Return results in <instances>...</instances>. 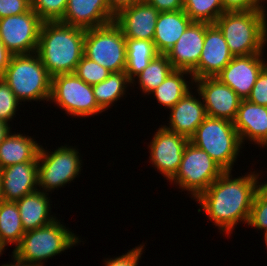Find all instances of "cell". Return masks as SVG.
I'll use <instances>...</instances> for the list:
<instances>
[{
    "label": "cell",
    "mask_w": 267,
    "mask_h": 266,
    "mask_svg": "<svg viewBox=\"0 0 267 266\" xmlns=\"http://www.w3.org/2000/svg\"><path fill=\"white\" fill-rule=\"evenodd\" d=\"M231 173L225 171L196 198L208 218L227 235H231L239 222L248 223L255 193L261 184L260 174L255 171L237 178H232Z\"/></svg>",
    "instance_id": "cell-1"
},
{
    "label": "cell",
    "mask_w": 267,
    "mask_h": 266,
    "mask_svg": "<svg viewBox=\"0 0 267 266\" xmlns=\"http://www.w3.org/2000/svg\"><path fill=\"white\" fill-rule=\"evenodd\" d=\"M85 33L60 21H43L36 53L52 77L75 72L84 55Z\"/></svg>",
    "instance_id": "cell-2"
},
{
    "label": "cell",
    "mask_w": 267,
    "mask_h": 266,
    "mask_svg": "<svg viewBox=\"0 0 267 266\" xmlns=\"http://www.w3.org/2000/svg\"><path fill=\"white\" fill-rule=\"evenodd\" d=\"M266 10L224 12L215 22L233 56L264 53L267 42Z\"/></svg>",
    "instance_id": "cell-3"
},
{
    "label": "cell",
    "mask_w": 267,
    "mask_h": 266,
    "mask_svg": "<svg viewBox=\"0 0 267 266\" xmlns=\"http://www.w3.org/2000/svg\"><path fill=\"white\" fill-rule=\"evenodd\" d=\"M2 78L19 102L50 100L52 76L36 52L12 55Z\"/></svg>",
    "instance_id": "cell-4"
},
{
    "label": "cell",
    "mask_w": 267,
    "mask_h": 266,
    "mask_svg": "<svg viewBox=\"0 0 267 266\" xmlns=\"http://www.w3.org/2000/svg\"><path fill=\"white\" fill-rule=\"evenodd\" d=\"M68 229L56 219L44 227L27 231L12 253L22 261L44 266L43 260H48L81 242L80 238Z\"/></svg>",
    "instance_id": "cell-5"
},
{
    "label": "cell",
    "mask_w": 267,
    "mask_h": 266,
    "mask_svg": "<svg viewBox=\"0 0 267 266\" xmlns=\"http://www.w3.org/2000/svg\"><path fill=\"white\" fill-rule=\"evenodd\" d=\"M224 170L232 171L242 143L232 121L207 116L189 139ZM241 148V149H240Z\"/></svg>",
    "instance_id": "cell-6"
},
{
    "label": "cell",
    "mask_w": 267,
    "mask_h": 266,
    "mask_svg": "<svg viewBox=\"0 0 267 266\" xmlns=\"http://www.w3.org/2000/svg\"><path fill=\"white\" fill-rule=\"evenodd\" d=\"M83 53L111 72L125 71L126 38L114 21L86 30Z\"/></svg>",
    "instance_id": "cell-7"
},
{
    "label": "cell",
    "mask_w": 267,
    "mask_h": 266,
    "mask_svg": "<svg viewBox=\"0 0 267 266\" xmlns=\"http://www.w3.org/2000/svg\"><path fill=\"white\" fill-rule=\"evenodd\" d=\"M224 172L207 152L188 141L178 172L170 182L189 192L194 200Z\"/></svg>",
    "instance_id": "cell-8"
},
{
    "label": "cell",
    "mask_w": 267,
    "mask_h": 266,
    "mask_svg": "<svg viewBox=\"0 0 267 266\" xmlns=\"http://www.w3.org/2000/svg\"><path fill=\"white\" fill-rule=\"evenodd\" d=\"M79 154L78 149L67 145L58 147L54 152L45 150L41 145L38 153V190L45 193L58 190L79 176L82 167Z\"/></svg>",
    "instance_id": "cell-9"
},
{
    "label": "cell",
    "mask_w": 267,
    "mask_h": 266,
    "mask_svg": "<svg viewBox=\"0 0 267 266\" xmlns=\"http://www.w3.org/2000/svg\"><path fill=\"white\" fill-rule=\"evenodd\" d=\"M74 117H89L104 112L96 102L93 89L75 73L52 77L50 100Z\"/></svg>",
    "instance_id": "cell-10"
},
{
    "label": "cell",
    "mask_w": 267,
    "mask_h": 266,
    "mask_svg": "<svg viewBox=\"0 0 267 266\" xmlns=\"http://www.w3.org/2000/svg\"><path fill=\"white\" fill-rule=\"evenodd\" d=\"M43 20L30 8L19 15L0 19V39L13 54H32L37 51Z\"/></svg>",
    "instance_id": "cell-11"
},
{
    "label": "cell",
    "mask_w": 267,
    "mask_h": 266,
    "mask_svg": "<svg viewBox=\"0 0 267 266\" xmlns=\"http://www.w3.org/2000/svg\"><path fill=\"white\" fill-rule=\"evenodd\" d=\"M156 131L148 147L150 148L149 160L161 172L160 174L170 181L178 172L189 139L162 125Z\"/></svg>",
    "instance_id": "cell-12"
},
{
    "label": "cell",
    "mask_w": 267,
    "mask_h": 266,
    "mask_svg": "<svg viewBox=\"0 0 267 266\" xmlns=\"http://www.w3.org/2000/svg\"><path fill=\"white\" fill-rule=\"evenodd\" d=\"M198 96L202 98L207 116L234 121L241 98L217 77L193 80Z\"/></svg>",
    "instance_id": "cell-13"
},
{
    "label": "cell",
    "mask_w": 267,
    "mask_h": 266,
    "mask_svg": "<svg viewBox=\"0 0 267 266\" xmlns=\"http://www.w3.org/2000/svg\"><path fill=\"white\" fill-rule=\"evenodd\" d=\"M223 33L214 24L206 23L204 45L198 66L191 72L193 80L204 77H216L233 59Z\"/></svg>",
    "instance_id": "cell-14"
},
{
    "label": "cell",
    "mask_w": 267,
    "mask_h": 266,
    "mask_svg": "<svg viewBox=\"0 0 267 266\" xmlns=\"http://www.w3.org/2000/svg\"><path fill=\"white\" fill-rule=\"evenodd\" d=\"M262 57L263 53L234 56L216 77L242 100L247 99L260 72L267 66Z\"/></svg>",
    "instance_id": "cell-15"
},
{
    "label": "cell",
    "mask_w": 267,
    "mask_h": 266,
    "mask_svg": "<svg viewBox=\"0 0 267 266\" xmlns=\"http://www.w3.org/2000/svg\"><path fill=\"white\" fill-rule=\"evenodd\" d=\"M206 23L192 22L166 54L174 69L192 72L199 63Z\"/></svg>",
    "instance_id": "cell-16"
},
{
    "label": "cell",
    "mask_w": 267,
    "mask_h": 266,
    "mask_svg": "<svg viewBox=\"0 0 267 266\" xmlns=\"http://www.w3.org/2000/svg\"><path fill=\"white\" fill-rule=\"evenodd\" d=\"M158 14L156 7L142 1L121 10L114 22L125 38L153 41Z\"/></svg>",
    "instance_id": "cell-17"
},
{
    "label": "cell",
    "mask_w": 267,
    "mask_h": 266,
    "mask_svg": "<svg viewBox=\"0 0 267 266\" xmlns=\"http://www.w3.org/2000/svg\"><path fill=\"white\" fill-rule=\"evenodd\" d=\"M115 20L107 0H68L60 22L82 29L107 25Z\"/></svg>",
    "instance_id": "cell-18"
},
{
    "label": "cell",
    "mask_w": 267,
    "mask_h": 266,
    "mask_svg": "<svg viewBox=\"0 0 267 266\" xmlns=\"http://www.w3.org/2000/svg\"><path fill=\"white\" fill-rule=\"evenodd\" d=\"M5 201H17L38 190V157L0 169Z\"/></svg>",
    "instance_id": "cell-19"
},
{
    "label": "cell",
    "mask_w": 267,
    "mask_h": 266,
    "mask_svg": "<svg viewBox=\"0 0 267 266\" xmlns=\"http://www.w3.org/2000/svg\"><path fill=\"white\" fill-rule=\"evenodd\" d=\"M233 124L241 143L250 140L259 147H267V107L243 99Z\"/></svg>",
    "instance_id": "cell-20"
},
{
    "label": "cell",
    "mask_w": 267,
    "mask_h": 266,
    "mask_svg": "<svg viewBox=\"0 0 267 266\" xmlns=\"http://www.w3.org/2000/svg\"><path fill=\"white\" fill-rule=\"evenodd\" d=\"M189 90L171 109L169 125L164 127L190 139L207 117L202 98H196ZM202 101V102H201Z\"/></svg>",
    "instance_id": "cell-21"
},
{
    "label": "cell",
    "mask_w": 267,
    "mask_h": 266,
    "mask_svg": "<svg viewBox=\"0 0 267 266\" xmlns=\"http://www.w3.org/2000/svg\"><path fill=\"white\" fill-rule=\"evenodd\" d=\"M193 21L182 10L159 12L153 42L159 54H167Z\"/></svg>",
    "instance_id": "cell-22"
},
{
    "label": "cell",
    "mask_w": 267,
    "mask_h": 266,
    "mask_svg": "<svg viewBox=\"0 0 267 266\" xmlns=\"http://www.w3.org/2000/svg\"><path fill=\"white\" fill-rule=\"evenodd\" d=\"M48 195V193L37 190L15 201L25 232L44 227L57 219L56 216L49 213L52 204H50Z\"/></svg>",
    "instance_id": "cell-23"
},
{
    "label": "cell",
    "mask_w": 267,
    "mask_h": 266,
    "mask_svg": "<svg viewBox=\"0 0 267 266\" xmlns=\"http://www.w3.org/2000/svg\"><path fill=\"white\" fill-rule=\"evenodd\" d=\"M40 146L31 136L10 134L0 144V169L23 162L34 161Z\"/></svg>",
    "instance_id": "cell-24"
},
{
    "label": "cell",
    "mask_w": 267,
    "mask_h": 266,
    "mask_svg": "<svg viewBox=\"0 0 267 266\" xmlns=\"http://www.w3.org/2000/svg\"><path fill=\"white\" fill-rule=\"evenodd\" d=\"M158 54L153 41L126 38L125 73L128 78L133 81Z\"/></svg>",
    "instance_id": "cell-25"
},
{
    "label": "cell",
    "mask_w": 267,
    "mask_h": 266,
    "mask_svg": "<svg viewBox=\"0 0 267 266\" xmlns=\"http://www.w3.org/2000/svg\"><path fill=\"white\" fill-rule=\"evenodd\" d=\"M24 234L16 202L3 201L0 204V248L4 251L10 244H15L16 248Z\"/></svg>",
    "instance_id": "cell-26"
},
{
    "label": "cell",
    "mask_w": 267,
    "mask_h": 266,
    "mask_svg": "<svg viewBox=\"0 0 267 266\" xmlns=\"http://www.w3.org/2000/svg\"><path fill=\"white\" fill-rule=\"evenodd\" d=\"M187 74L192 79L191 72L174 69L150 94H154L158 103L171 109L191 89L190 83L185 79Z\"/></svg>",
    "instance_id": "cell-27"
},
{
    "label": "cell",
    "mask_w": 267,
    "mask_h": 266,
    "mask_svg": "<svg viewBox=\"0 0 267 266\" xmlns=\"http://www.w3.org/2000/svg\"><path fill=\"white\" fill-rule=\"evenodd\" d=\"M132 81L128 78L125 71L112 72L102 82L93 85V94L99 107L105 111L125 95L128 85ZM112 104V105H111Z\"/></svg>",
    "instance_id": "cell-28"
},
{
    "label": "cell",
    "mask_w": 267,
    "mask_h": 266,
    "mask_svg": "<svg viewBox=\"0 0 267 266\" xmlns=\"http://www.w3.org/2000/svg\"><path fill=\"white\" fill-rule=\"evenodd\" d=\"M174 70L166 54H158L153 58L149 65L139 73L132 84L136 81L142 90V93L149 95L155 88L164 82L165 78Z\"/></svg>",
    "instance_id": "cell-29"
},
{
    "label": "cell",
    "mask_w": 267,
    "mask_h": 266,
    "mask_svg": "<svg viewBox=\"0 0 267 266\" xmlns=\"http://www.w3.org/2000/svg\"><path fill=\"white\" fill-rule=\"evenodd\" d=\"M183 10L193 22L214 24L225 12L221 0H183Z\"/></svg>",
    "instance_id": "cell-30"
},
{
    "label": "cell",
    "mask_w": 267,
    "mask_h": 266,
    "mask_svg": "<svg viewBox=\"0 0 267 266\" xmlns=\"http://www.w3.org/2000/svg\"><path fill=\"white\" fill-rule=\"evenodd\" d=\"M247 225L264 230V238L267 237V182L257 188Z\"/></svg>",
    "instance_id": "cell-31"
},
{
    "label": "cell",
    "mask_w": 267,
    "mask_h": 266,
    "mask_svg": "<svg viewBox=\"0 0 267 266\" xmlns=\"http://www.w3.org/2000/svg\"><path fill=\"white\" fill-rule=\"evenodd\" d=\"M74 73L85 83L93 86L102 82L112 72L83 55Z\"/></svg>",
    "instance_id": "cell-32"
},
{
    "label": "cell",
    "mask_w": 267,
    "mask_h": 266,
    "mask_svg": "<svg viewBox=\"0 0 267 266\" xmlns=\"http://www.w3.org/2000/svg\"><path fill=\"white\" fill-rule=\"evenodd\" d=\"M68 0H30L31 8L43 21H60Z\"/></svg>",
    "instance_id": "cell-33"
},
{
    "label": "cell",
    "mask_w": 267,
    "mask_h": 266,
    "mask_svg": "<svg viewBox=\"0 0 267 266\" xmlns=\"http://www.w3.org/2000/svg\"><path fill=\"white\" fill-rule=\"evenodd\" d=\"M20 102L8 84L0 77V120L12 121Z\"/></svg>",
    "instance_id": "cell-34"
},
{
    "label": "cell",
    "mask_w": 267,
    "mask_h": 266,
    "mask_svg": "<svg viewBox=\"0 0 267 266\" xmlns=\"http://www.w3.org/2000/svg\"><path fill=\"white\" fill-rule=\"evenodd\" d=\"M247 100L267 107V66L260 72Z\"/></svg>",
    "instance_id": "cell-35"
},
{
    "label": "cell",
    "mask_w": 267,
    "mask_h": 266,
    "mask_svg": "<svg viewBox=\"0 0 267 266\" xmlns=\"http://www.w3.org/2000/svg\"><path fill=\"white\" fill-rule=\"evenodd\" d=\"M143 244L138 247H135L131 250H129L127 253L115 257V258H110L105 261V266H137L139 259H141V255L143 252Z\"/></svg>",
    "instance_id": "cell-36"
},
{
    "label": "cell",
    "mask_w": 267,
    "mask_h": 266,
    "mask_svg": "<svg viewBox=\"0 0 267 266\" xmlns=\"http://www.w3.org/2000/svg\"><path fill=\"white\" fill-rule=\"evenodd\" d=\"M225 12L266 10L263 0H221ZM264 6V7H263Z\"/></svg>",
    "instance_id": "cell-37"
},
{
    "label": "cell",
    "mask_w": 267,
    "mask_h": 266,
    "mask_svg": "<svg viewBox=\"0 0 267 266\" xmlns=\"http://www.w3.org/2000/svg\"><path fill=\"white\" fill-rule=\"evenodd\" d=\"M30 8V0H0V19L22 14Z\"/></svg>",
    "instance_id": "cell-38"
},
{
    "label": "cell",
    "mask_w": 267,
    "mask_h": 266,
    "mask_svg": "<svg viewBox=\"0 0 267 266\" xmlns=\"http://www.w3.org/2000/svg\"><path fill=\"white\" fill-rule=\"evenodd\" d=\"M156 7L159 12L176 11L183 9V0H144Z\"/></svg>",
    "instance_id": "cell-39"
},
{
    "label": "cell",
    "mask_w": 267,
    "mask_h": 266,
    "mask_svg": "<svg viewBox=\"0 0 267 266\" xmlns=\"http://www.w3.org/2000/svg\"><path fill=\"white\" fill-rule=\"evenodd\" d=\"M142 1L144 0H107L109 8L114 15H117L121 10Z\"/></svg>",
    "instance_id": "cell-40"
},
{
    "label": "cell",
    "mask_w": 267,
    "mask_h": 266,
    "mask_svg": "<svg viewBox=\"0 0 267 266\" xmlns=\"http://www.w3.org/2000/svg\"><path fill=\"white\" fill-rule=\"evenodd\" d=\"M12 55L13 54L4 46L0 39V77L4 75Z\"/></svg>",
    "instance_id": "cell-41"
},
{
    "label": "cell",
    "mask_w": 267,
    "mask_h": 266,
    "mask_svg": "<svg viewBox=\"0 0 267 266\" xmlns=\"http://www.w3.org/2000/svg\"><path fill=\"white\" fill-rule=\"evenodd\" d=\"M9 123L0 120V144L4 141V139L10 134V128Z\"/></svg>",
    "instance_id": "cell-42"
},
{
    "label": "cell",
    "mask_w": 267,
    "mask_h": 266,
    "mask_svg": "<svg viewBox=\"0 0 267 266\" xmlns=\"http://www.w3.org/2000/svg\"><path fill=\"white\" fill-rule=\"evenodd\" d=\"M12 260L14 263L11 262L10 264H5V265H1V266H35L33 264H30L29 262H25V261L18 259L13 254H12Z\"/></svg>",
    "instance_id": "cell-43"
},
{
    "label": "cell",
    "mask_w": 267,
    "mask_h": 266,
    "mask_svg": "<svg viewBox=\"0 0 267 266\" xmlns=\"http://www.w3.org/2000/svg\"><path fill=\"white\" fill-rule=\"evenodd\" d=\"M3 201H5V200H4L3 190H2V179H1V172H0V204Z\"/></svg>",
    "instance_id": "cell-44"
},
{
    "label": "cell",
    "mask_w": 267,
    "mask_h": 266,
    "mask_svg": "<svg viewBox=\"0 0 267 266\" xmlns=\"http://www.w3.org/2000/svg\"><path fill=\"white\" fill-rule=\"evenodd\" d=\"M264 241H265V245L267 246V237L266 238H264ZM267 248V247H266Z\"/></svg>",
    "instance_id": "cell-45"
}]
</instances>
